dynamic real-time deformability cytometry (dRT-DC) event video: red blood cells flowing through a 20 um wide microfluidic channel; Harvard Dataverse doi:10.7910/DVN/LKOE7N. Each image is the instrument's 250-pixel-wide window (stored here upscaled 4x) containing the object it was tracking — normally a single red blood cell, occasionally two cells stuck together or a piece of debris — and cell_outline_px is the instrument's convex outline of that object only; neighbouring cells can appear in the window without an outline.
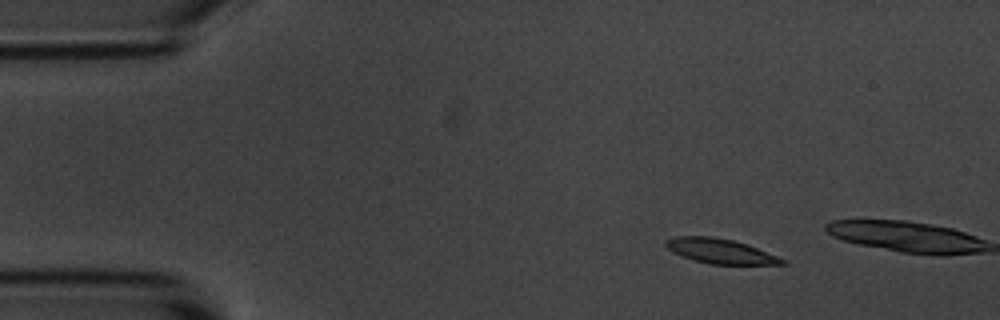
{"species": "common noctule bat (a hibernating species)", "species_latin": "Nyctalus noctula", "temperature_condition": "room temperature", "stored_images_in_passage": 3, "camera_frame_rate_fps": 3000, "um_per_image_px": 0.085, "animal": {"sex": "male", "body_mass_g": 20.1, "forearm_length_mm": 53.5}, "frame": {"image": 1, "passage_image": 1, "time_ms": 0.0, "image_size_px": [1000, 320], "cell_outline_px": [[788, 264], [708, 264], [692, 260], [672, 252], [664, 244], [664, 240], [676, 236], [712, 236], [732, 240], [748, 244], [776, 256], [784, 260]], "centroid_in_image_um": [61.16, 21.34], "position_along_channel_um": 23.8, "area_um2": 16.76}}